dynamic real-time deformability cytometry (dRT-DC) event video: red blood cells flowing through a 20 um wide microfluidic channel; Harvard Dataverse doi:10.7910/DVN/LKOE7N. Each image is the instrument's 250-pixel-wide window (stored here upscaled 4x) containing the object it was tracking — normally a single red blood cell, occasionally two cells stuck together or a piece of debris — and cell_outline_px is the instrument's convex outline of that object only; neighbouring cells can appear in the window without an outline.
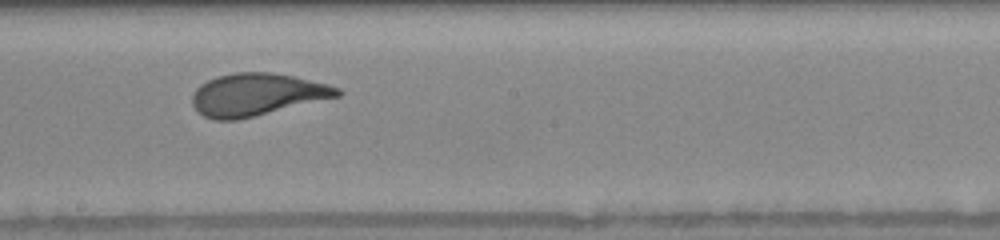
{"species": "human", "species_latin": "Homo sapiens", "temperature_condition": "warm", "stored_images_in_passage": 58, "camera_frame_rate_fps": 3000, "um_per_image_px": 0.085, "donor": {"sex": "female"}, "frame": {"image": 1, "passage_image": 24, "time_ms": 4.0, "image_size_px": [1000, 240], "cell_outline_px": [[344, 92], [340, 96], [236, 120], [212, 120], [196, 112], [192, 104], [192, 96], [196, 88], [200, 84], [216, 76], [232, 72], [272, 72], [296, 76], [328, 84], [340, 88]], "centroid_in_image_um": [21.82, 8.02], "position_along_channel_um": 226.4, "area_um2": 36.07}}
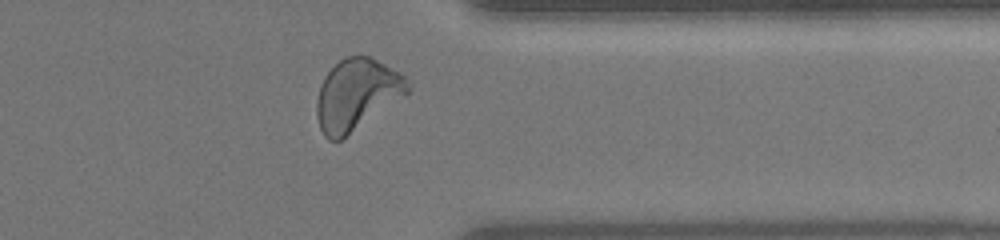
{"frame": {"image": 2, "passage_image": 50, "time_ms": 8.0, "image_size_px": [1000, 240], "cell_outline_px": [[412, 80], [408, 92], [340, 140], [328, 140], [324, 136], [320, 128], [316, 116], [316, 100], [320, 84], [324, 76], [344, 56], [368, 56], [408, 76]], "centroid_in_image_um": [30.3, 8.01], "position_along_channel_um": 381.1, "area_um2": 37.4}, "authors_computed_cell_mechanics": {"area_um2": 35.7204, "velocity_mm_per_s": 3.9394, "shape_relaxation_time_tau1_ms": 4.0698, "shape_relaxation_time_tau2_ms": null, "deformation_change_tau1": 0.1781, "deformation_change_tau2": null}}